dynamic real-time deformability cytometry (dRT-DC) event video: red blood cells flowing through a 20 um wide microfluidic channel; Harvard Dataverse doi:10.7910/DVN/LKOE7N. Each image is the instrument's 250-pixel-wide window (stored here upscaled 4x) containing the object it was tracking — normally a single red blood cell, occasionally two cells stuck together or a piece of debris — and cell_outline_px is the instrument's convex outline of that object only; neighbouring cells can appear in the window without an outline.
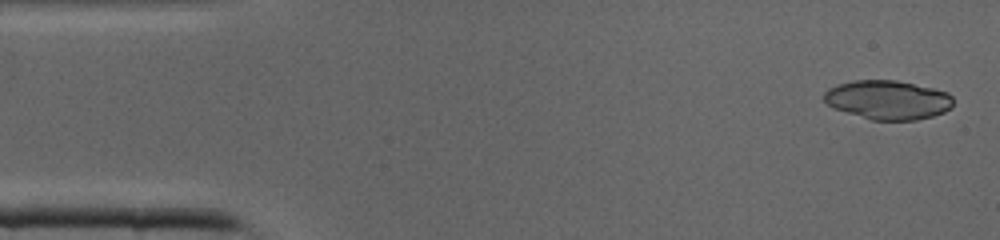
{"species": "common noctule bat (a hibernating species)", "species_latin": "Nyctalus noctula", "temperature_condition": "cold", "stored_images_in_passage": 39, "camera_frame_rate_fps": 3000, "um_per_image_px": 0.085, "animal": {"sex": "male", "body_mass_g": 19.0, "forearm_length_mm": 50.8}, "frame": {"image": 1, "passage_image": 1, "time_ms": 0.0, "image_size_px": [1000, 240], "cell_outline_px": [[952, 108], [944, 112], [932, 116], [916, 120], [872, 120], [832, 108], [824, 100], [824, 92], [828, 88], [836, 84], [852, 80], [896, 80], [932, 88], [948, 92], [952, 96]], "centroid_in_image_um": [75.45, 8.48], "position_along_channel_um": 9.6, "area_um2": 29.54}}
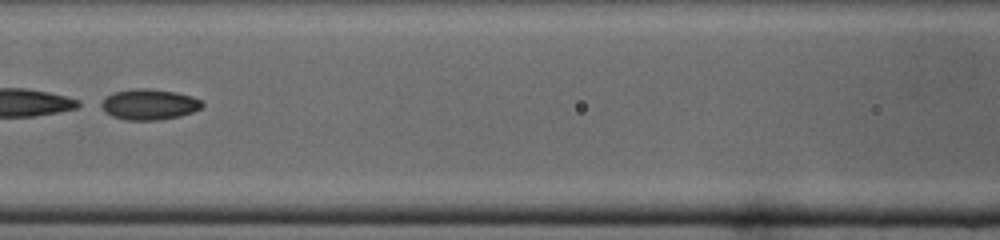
{"frame": {"image": 2, "passage_image": 17, "time_ms": 5.333, "image_size_px": [1000, 240], "cell_outline_px": [[204, 104], [200, 108], [192, 112], [180, 116], [156, 120], [124, 120], [112, 116], [104, 112], [96, 104], [112, 92], [136, 88], [148, 88], [176, 92], [192, 96], [200, 100]], "centroid_in_image_um": [12.6, 8.87], "position_along_channel_um": 154.0, "area_um2": 18.32}}
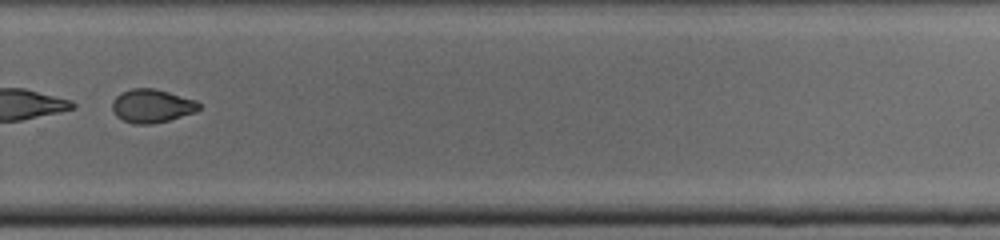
{"frame": {"image": 3, "passage_image": 27, "time_ms": 8.667, "image_size_px": [1000, 240], "cell_outline_px": [[200, 108], [196, 112], [168, 120], [152, 124], [132, 124], [116, 116], [112, 108], [112, 100], [120, 92], [132, 88], [152, 88], [168, 92], [196, 100], [200, 104]], "centroid_in_image_um": [12.89, 9.0], "position_along_channel_um": 316.9, "area_um2": 16.94}}